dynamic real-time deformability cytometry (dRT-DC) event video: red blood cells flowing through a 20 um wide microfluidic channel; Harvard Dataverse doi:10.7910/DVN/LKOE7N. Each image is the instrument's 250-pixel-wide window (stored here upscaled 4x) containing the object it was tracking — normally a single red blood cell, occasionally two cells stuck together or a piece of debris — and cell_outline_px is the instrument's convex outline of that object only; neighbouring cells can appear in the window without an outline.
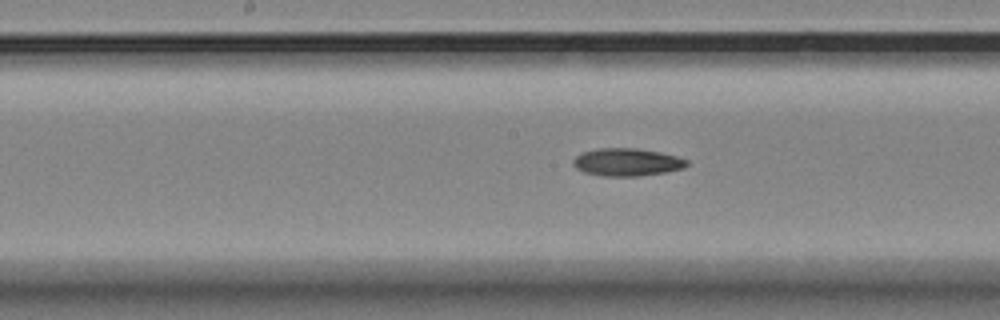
{"species": "Egyptian fruit bat (a non-hibernating species)", "species_latin": "Rousettus aegyptiacus", "temperature_condition": "room temperature", "stored_images_in_passage": 30, "segment_of_instrument_passage": [2, 2], "camera_frame_rate_fps": 3000, "um_per_image_px": 0.085, "animal": {"sex": "female"}, "frame": {"image": 1, "passage_image": 14, "time_ms": 4.333, "image_size_px": [1000, 320], "cell_outline_px": [[688, 164], [684, 168], [668, 172], [640, 176], [600, 176], [584, 172], [576, 168], [572, 164], [572, 160], [580, 152], [596, 148], [636, 148], [660, 152], [676, 156], [688, 160]], "centroid_in_image_um": [53.27, 13.78], "position_along_channel_um": 194.9, "area_um2": 18.61}}
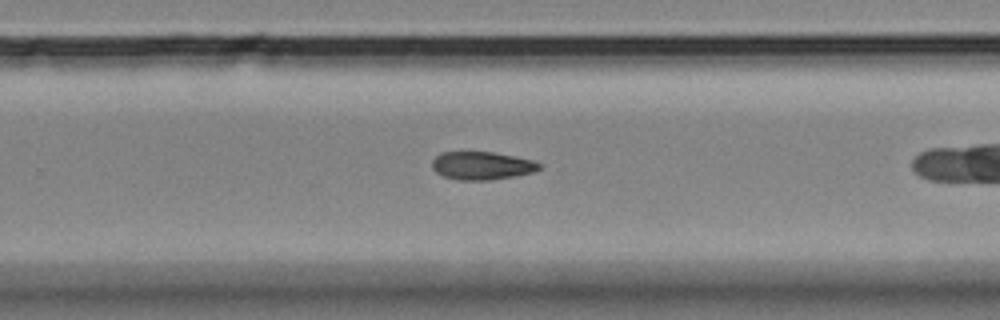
{"frame": {"image": 2, "passage_image": 22, "time_ms": 7.0, "image_size_px": [1000, 320], "cell_outline_px": [[540, 168], [532, 172], [516, 176], [488, 180], [456, 180], [444, 176], [436, 172], [432, 168], [432, 160], [440, 152], [492, 152], [532, 160], [540, 164]], "centroid_in_image_um": [40.91, 14.08], "position_along_channel_um": 288.9, "area_um2": 17.4}}
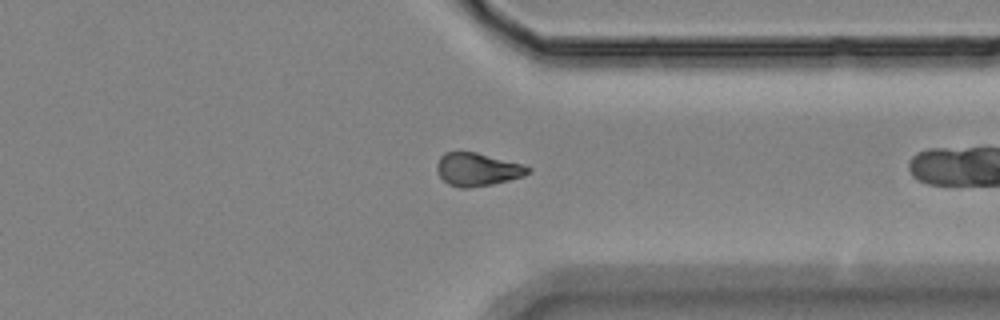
{"frame": {"image": 3, "passage_image": 29, "time_ms": 9.333, "image_size_px": [1000, 320], "cell_outline_px": [[532, 172], [524, 176], [492, 184], [468, 188], [460, 188], [448, 184], [440, 176], [436, 168], [436, 164], [440, 156], [444, 152], [476, 152], [520, 164], [532, 168]], "centroid_in_image_um": [40.56, 14.4], "position_along_channel_um": 370.8, "area_um2": 17.46}}